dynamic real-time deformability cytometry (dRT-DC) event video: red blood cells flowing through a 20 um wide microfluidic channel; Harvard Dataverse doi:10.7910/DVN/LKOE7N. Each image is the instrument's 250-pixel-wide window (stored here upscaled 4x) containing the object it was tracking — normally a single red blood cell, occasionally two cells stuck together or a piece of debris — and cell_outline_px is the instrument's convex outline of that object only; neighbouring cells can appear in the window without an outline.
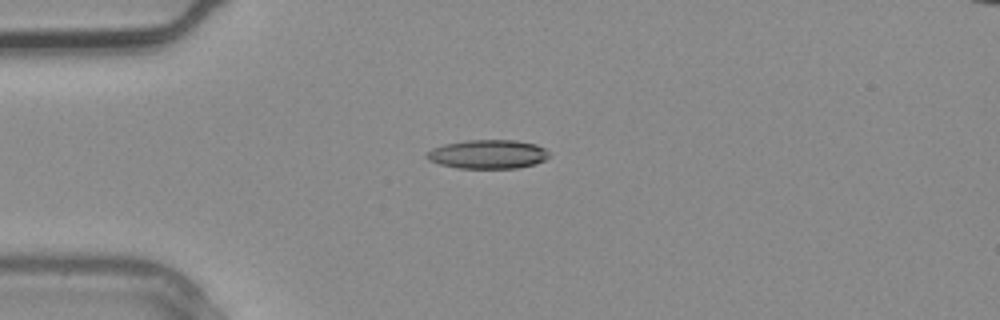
{"species": "common noctule bat (a hibernating species)", "species_latin": "Nyctalus noctula", "temperature_condition": "warm", "stored_images_in_passage": 1, "camera_frame_rate_fps": 3000, "um_per_image_px": 0.085, "animal": {"sex": "male", "body_mass_g": 20.4}, "frame": {"image": 1, "passage_image": 1, "time_ms": 0.0, "image_size_px": [1000, 320], "cell_outline_px": [[548, 156], [544, 160], [532, 164], [516, 168], [456, 168], [440, 164], [428, 160], [424, 156], [424, 152], [432, 148], [444, 144], [468, 140], [516, 140], [536, 144], [544, 148], [548, 152]], "centroid_in_image_um": [41.4, 13.1], "position_along_channel_um": 43.6, "area_um2": 20.63}}